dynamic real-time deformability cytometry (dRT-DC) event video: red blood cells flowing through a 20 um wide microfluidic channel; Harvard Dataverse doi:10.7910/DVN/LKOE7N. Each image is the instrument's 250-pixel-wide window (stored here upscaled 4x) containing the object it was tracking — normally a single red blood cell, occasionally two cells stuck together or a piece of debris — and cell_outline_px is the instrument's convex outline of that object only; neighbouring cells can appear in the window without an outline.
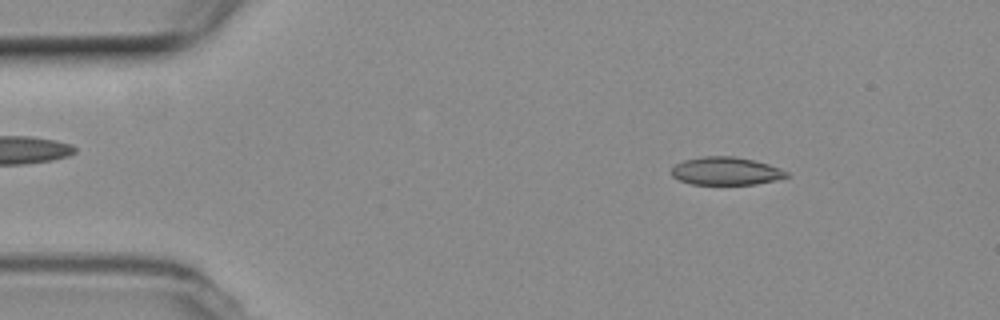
{"species": "common noctule bat (a hibernating species)", "species_latin": "Nyctalus noctula", "temperature_condition": "room temperature", "stored_images_in_passage": 54, "camera_frame_rate_fps": 3000, "um_per_image_px": 0.085, "animal": {"sex": "female", "body_mass_g": 19.3, "forearm_length_mm": 54.1}, "frame": {"image": 1, "passage_image": 7, "time_ms": 2.0, "image_size_px": [1000, 320], "cell_outline_px": [[788, 176], [776, 180], [756, 184], [692, 184], [680, 180], [672, 176], [672, 168], [676, 164], [684, 160], [704, 156], [732, 156], [752, 160], [768, 164], [780, 168], [788, 172]], "centroid_in_image_um": [61.71, 14.54], "position_along_channel_um": 23.3, "area_um2": 18.55}}
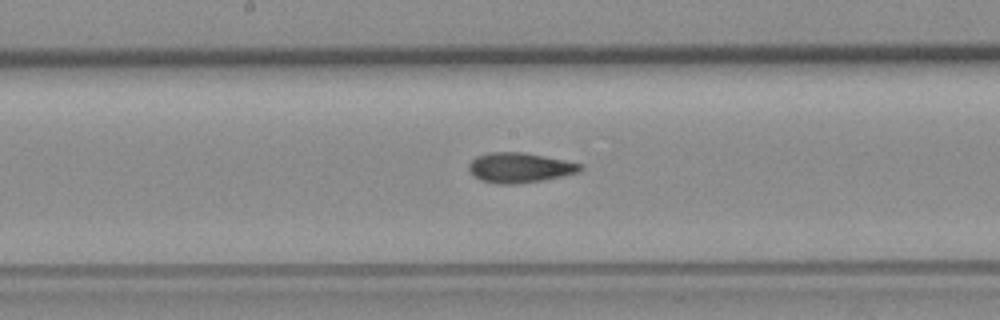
{"frame": {"image": 2, "passage_image": 27, "time_ms": 8.667, "image_size_px": [1000, 320], "cell_outline_px": [[584, 168], [580, 172], [564, 176], [544, 180], [516, 184], [496, 184], [480, 180], [468, 168], [468, 164], [476, 156], [488, 152], [524, 152], [584, 164]], "centroid_in_image_um": [44.21, 14.25], "position_along_channel_um": 204.0, "area_um2": 19.65}}
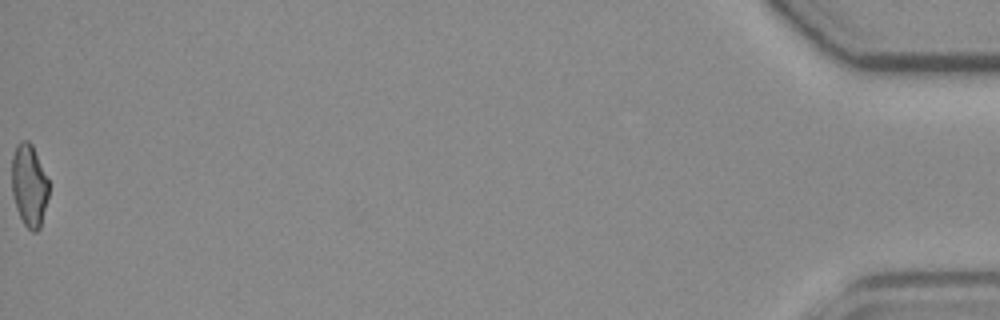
{"frame": {"image": 3, "passage_image": 54, "time_ms": 17.667, "image_size_px": [1000, 320], "cell_outline_px": [[48, 196], [40, 228], [36, 232], [32, 232], [24, 224], [16, 208], [12, 196], [12, 156], [16, 144], [20, 140], [28, 140], [32, 144], [48, 180]], "centroid_in_image_um": [2.46, 15.75], "position_along_channel_um": 432.7, "area_um2": 17.74}, "authors_computed_cell_mechanics": {"area_um2": 18.9006, "velocity_mm_per_s": 3.7686, "shape_relaxation_time_tau1_ms": 8.8256, "shape_relaxation_time_tau2_ms": 2.4138, "deformation_change_tau1": 0.2063, "deformation_change_tau2": 0.098}}